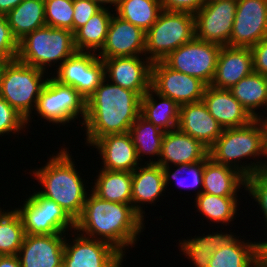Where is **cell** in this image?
I'll use <instances>...</instances> for the list:
<instances>
[{
	"label": "cell",
	"instance_id": "1",
	"mask_svg": "<svg viewBox=\"0 0 267 267\" xmlns=\"http://www.w3.org/2000/svg\"><path fill=\"white\" fill-rule=\"evenodd\" d=\"M144 220L132 204L106 201L89 191L82 214L75 221V230L83 236L110 243L126 257L128 249L136 248L146 229Z\"/></svg>",
	"mask_w": 267,
	"mask_h": 267
},
{
	"label": "cell",
	"instance_id": "2",
	"mask_svg": "<svg viewBox=\"0 0 267 267\" xmlns=\"http://www.w3.org/2000/svg\"><path fill=\"white\" fill-rule=\"evenodd\" d=\"M141 98L104 78L86 101L85 122L80 128L85 132V144L90 148L101 137L129 132L140 115Z\"/></svg>",
	"mask_w": 267,
	"mask_h": 267
},
{
	"label": "cell",
	"instance_id": "3",
	"mask_svg": "<svg viewBox=\"0 0 267 267\" xmlns=\"http://www.w3.org/2000/svg\"><path fill=\"white\" fill-rule=\"evenodd\" d=\"M68 150L67 147H60L52 156L50 154L44 166L35 167L29 173L30 176L33 173L40 186L38 192L55 201L76 221L82 214L88 191H91L86 184L91 183H85L86 179H82V172L77 170L72 152L70 154Z\"/></svg>",
	"mask_w": 267,
	"mask_h": 267
},
{
	"label": "cell",
	"instance_id": "4",
	"mask_svg": "<svg viewBox=\"0 0 267 267\" xmlns=\"http://www.w3.org/2000/svg\"><path fill=\"white\" fill-rule=\"evenodd\" d=\"M208 154L215 162L236 169L246 178L267 168L264 121L254 119L242 127L223 129L222 135L208 149ZM247 159L253 160L249 163Z\"/></svg>",
	"mask_w": 267,
	"mask_h": 267
},
{
	"label": "cell",
	"instance_id": "5",
	"mask_svg": "<svg viewBox=\"0 0 267 267\" xmlns=\"http://www.w3.org/2000/svg\"><path fill=\"white\" fill-rule=\"evenodd\" d=\"M76 52L74 33L71 30L44 26L27 34L18 42L17 59L29 66L50 72L48 70L55 67V71Z\"/></svg>",
	"mask_w": 267,
	"mask_h": 267
},
{
	"label": "cell",
	"instance_id": "6",
	"mask_svg": "<svg viewBox=\"0 0 267 267\" xmlns=\"http://www.w3.org/2000/svg\"><path fill=\"white\" fill-rule=\"evenodd\" d=\"M51 75L18 59L10 60L4 69L0 96L26 119L27 129L31 128L38 97Z\"/></svg>",
	"mask_w": 267,
	"mask_h": 267
},
{
	"label": "cell",
	"instance_id": "7",
	"mask_svg": "<svg viewBox=\"0 0 267 267\" xmlns=\"http://www.w3.org/2000/svg\"><path fill=\"white\" fill-rule=\"evenodd\" d=\"M195 38L194 15L162 10L146 32L145 57L152 63L163 61L172 51Z\"/></svg>",
	"mask_w": 267,
	"mask_h": 267
},
{
	"label": "cell",
	"instance_id": "8",
	"mask_svg": "<svg viewBox=\"0 0 267 267\" xmlns=\"http://www.w3.org/2000/svg\"><path fill=\"white\" fill-rule=\"evenodd\" d=\"M32 114L56 127L66 124L68 127V123L72 125L70 122L75 123L79 119L82 128L86 117V100L76 89L59 83L51 76L43 87Z\"/></svg>",
	"mask_w": 267,
	"mask_h": 267
},
{
	"label": "cell",
	"instance_id": "9",
	"mask_svg": "<svg viewBox=\"0 0 267 267\" xmlns=\"http://www.w3.org/2000/svg\"><path fill=\"white\" fill-rule=\"evenodd\" d=\"M26 194L23 205L15 210L19 213L25 234L52 235L75 230V221L55 201L42 196L36 189ZM67 231V232H66Z\"/></svg>",
	"mask_w": 267,
	"mask_h": 267
},
{
	"label": "cell",
	"instance_id": "10",
	"mask_svg": "<svg viewBox=\"0 0 267 267\" xmlns=\"http://www.w3.org/2000/svg\"><path fill=\"white\" fill-rule=\"evenodd\" d=\"M221 45L194 38L172 51L163 62L171 69L196 77L207 86L215 75Z\"/></svg>",
	"mask_w": 267,
	"mask_h": 267
},
{
	"label": "cell",
	"instance_id": "11",
	"mask_svg": "<svg viewBox=\"0 0 267 267\" xmlns=\"http://www.w3.org/2000/svg\"><path fill=\"white\" fill-rule=\"evenodd\" d=\"M52 73L55 80L73 87L87 101L105 78V65L97 53L77 51Z\"/></svg>",
	"mask_w": 267,
	"mask_h": 267
},
{
	"label": "cell",
	"instance_id": "12",
	"mask_svg": "<svg viewBox=\"0 0 267 267\" xmlns=\"http://www.w3.org/2000/svg\"><path fill=\"white\" fill-rule=\"evenodd\" d=\"M124 259L110 243L83 236L76 230L65 237L63 263L66 267H117Z\"/></svg>",
	"mask_w": 267,
	"mask_h": 267
},
{
	"label": "cell",
	"instance_id": "13",
	"mask_svg": "<svg viewBox=\"0 0 267 267\" xmlns=\"http://www.w3.org/2000/svg\"><path fill=\"white\" fill-rule=\"evenodd\" d=\"M206 86L200 79L175 71L163 61L152 63L151 88L174 100L179 106L201 101Z\"/></svg>",
	"mask_w": 267,
	"mask_h": 267
},
{
	"label": "cell",
	"instance_id": "14",
	"mask_svg": "<svg viewBox=\"0 0 267 267\" xmlns=\"http://www.w3.org/2000/svg\"><path fill=\"white\" fill-rule=\"evenodd\" d=\"M237 0L206 3L195 15V38L227 46L233 30Z\"/></svg>",
	"mask_w": 267,
	"mask_h": 267
},
{
	"label": "cell",
	"instance_id": "15",
	"mask_svg": "<svg viewBox=\"0 0 267 267\" xmlns=\"http://www.w3.org/2000/svg\"><path fill=\"white\" fill-rule=\"evenodd\" d=\"M267 37V0H237L228 46L252 48Z\"/></svg>",
	"mask_w": 267,
	"mask_h": 267
},
{
	"label": "cell",
	"instance_id": "16",
	"mask_svg": "<svg viewBox=\"0 0 267 267\" xmlns=\"http://www.w3.org/2000/svg\"><path fill=\"white\" fill-rule=\"evenodd\" d=\"M105 78L122 88L143 96L151 88L152 62L145 56L112 57L102 59Z\"/></svg>",
	"mask_w": 267,
	"mask_h": 267
},
{
	"label": "cell",
	"instance_id": "17",
	"mask_svg": "<svg viewBox=\"0 0 267 267\" xmlns=\"http://www.w3.org/2000/svg\"><path fill=\"white\" fill-rule=\"evenodd\" d=\"M145 39L146 32L113 13L104 45L97 55L101 59L145 56Z\"/></svg>",
	"mask_w": 267,
	"mask_h": 267
},
{
	"label": "cell",
	"instance_id": "18",
	"mask_svg": "<svg viewBox=\"0 0 267 267\" xmlns=\"http://www.w3.org/2000/svg\"><path fill=\"white\" fill-rule=\"evenodd\" d=\"M67 233L25 234L17 254L21 267H56L63 262Z\"/></svg>",
	"mask_w": 267,
	"mask_h": 267
},
{
	"label": "cell",
	"instance_id": "19",
	"mask_svg": "<svg viewBox=\"0 0 267 267\" xmlns=\"http://www.w3.org/2000/svg\"><path fill=\"white\" fill-rule=\"evenodd\" d=\"M102 160L101 169L133 172L141 163L129 132L106 135L92 145Z\"/></svg>",
	"mask_w": 267,
	"mask_h": 267
},
{
	"label": "cell",
	"instance_id": "20",
	"mask_svg": "<svg viewBox=\"0 0 267 267\" xmlns=\"http://www.w3.org/2000/svg\"><path fill=\"white\" fill-rule=\"evenodd\" d=\"M164 173L158 164H140L132 172L131 204L133 209L144 219L147 205L155 206L166 193ZM159 199V200H158ZM154 204V205H153Z\"/></svg>",
	"mask_w": 267,
	"mask_h": 267
},
{
	"label": "cell",
	"instance_id": "21",
	"mask_svg": "<svg viewBox=\"0 0 267 267\" xmlns=\"http://www.w3.org/2000/svg\"><path fill=\"white\" fill-rule=\"evenodd\" d=\"M178 129L208 149L222 135V126L209 113L203 100L180 105Z\"/></svg>",
	"mask_w": 267,
	"mask_h": 267
},
{
	"label": "cell",
	"instance_id": "22",
	"mask_svg": "<svg viewBox=\"0 0 267 267\" xmlns=\"http://www.w3.org/2000/svg\"><path fill=\"white\" fill-rule=\"evenodd\" d=\"M253 71L251 48L222 46L210 85L219 89H230Z\"/></svg>",
	"mask_w": 267,
	"mask_h": 267
},
{
	"label": "cell",
	"instance_id": "23",
	"mask_svg": "<svg viewBox=\"0 0 267 267\" xmlns=\"http://www.w3.org/2000/svg\"><path fill=\"white\" fill-rule=\"evenodd\" d=\"M208 155V148L199 140L185 134L180 129L164 133L158 165L169 167L184 163L202 161Z\"/></svg>",
	"mask_w": 267,
	"mask_h": 267
},
{
	"label": "cell",
	"instance_id": "24",
	"mask_svg": "<svg viewBox=\"0 0 267 267\" xmlns=\"http://www.w3.org/2000/svg\"><path fill=\"white\" fill-rule=\"evenodd\" d=\"M202 100L209 113L223 129L242 127L254 120L229 89H219L208 85Z\"/></svg>",
	"mask_w": 267,
	"mask_h": 267
},
{
	"label": "cell",
	"instance_id": "25",
	"mask_svg": "<svg viewBox=\"0 0 267 267\" xmlns=\"http://www.w3.org/2000/svg\"><path fill=\"white\" fill-rule=\"evenodd\" d=\"M202 182V192L216 196L240 197L241 189L246 191V177L232 167L215 162L209 154L204 158Z\"/></svg>",
	"mask_w": 267,
	"mask_h": 267
},
{
	"label": "cell",
	"instance_id": "26",
	"mask_svg": "<svg viewBox=\"0 0 267 267\" xmlns=\"http://www.w3.org/2000/svg\"><path fill=\"white\" fill-rule=\"evenodd\" d=\"M225 229L226 233L222 230H217L207 235H205V233L201 235L200 233L193 238L192 236H190L191 238L186 237L187 239L182 238V240L180 239L178 242V249L184 254L183 256H186L185 258L189 260V263L194 265L193 267H208L214 252L237 234L230 232V229L229 232L227 228Z\"/></svg>",
	"mask_w": 267,
	"mask_h": 267
},
{
	"label": "cell",
	"instance_id": "27",
	"mask_svg": "<svg viewBox=\"0 0 267 267\" xmlns=\"http://www.w3.org/2000/svg\"><path fill=\"white\" fill-rule=\"evenodd\" d=\"M261 253V239L252 241L235 235L214 252L208 267H249Z\"/></svg>",
	"mask_w": 267,
	"mask_h": 267
},
{
	"label": "cell",
	"instance_id": "28",
	"mask_svg": "<svg viewBox=\"0 0 267 267\" xmlns=\"http://www.w3.org/2000/svg\"><path fill=\"white\" fill-rule=\"evenodd\" d=\"M229 91L254 119H263L265 114L267 116V76L253 71ZM258 109L262 112H258Z\"/></svg>",
	"mask_w": 267,
	"mask_h": 267
},
{
	"label": "cell",
	"instance_id": "29",
	"mask_svg": "<svg viewBox=\"0 0 267 267\" xmlns=\"http://www.w3.org/2000/svg\"><path fill=\"white\" fill-rule=\"evenodd\" d=\"M179 109L174 100L158 94L152 88L141 98L140 115L164 132L177 128Z\"/></svg>",
	"mask_w": 267,
	"mask_h": 267
},
{
	"label": "cell",
	"instance_id": "30",
	"mask_svg": "<svg viewBox=\"0 0 267 267\" xmlns=\"http://www.w3.org/2000/svg\"><path fill=\"white\" fill-rule=\"evenodd\" d=\"M98 169L97 178H94V183L92 181L91 191L106 201L131 204L132 173Z\"/></svg>",
	"mask_w": 267,
	"mask_h": 267
},
{
	"label": "cell",
	"instance_id": "31",
	"mask_svg": "<svg viewBox=\"0 0 267 267\" xmlns=\"http://www.w3.org/2000/svg\"><path fill=\"white\" fill-rule=\"evenodd\" d=\"M241 198L238 196H216L208 193H201L194 198L196 211L202 215L210 224H219L224 226L231 225L239 212H237ZM223 224V225H222Z\"/></svg>",
	"mask_w": 267,
	"mask_h": 267
},
{
	"label": "cell",
	"instance_id": "32",
	"mask_svg": "<svg viewBox=\"0 0 267 267\" xmlns=\"http://www.w3.org/2000/svg\"><path fill=\"white\" fill-rule=\"evenodd\" d=\"M164 133V131L160 130L153 123L147 121L141 115L137 117L136 121L129 129V134L131 135L136 149L137 158L141 164H143V162L144 164L158 163L161 155V146ZM148 155L149 157L152 156L150 157L149 161L144 159V157L148 158Z\"/></svg>",
	"mask_w": 267,
	"mask_h": 267
},
{
	"label": "cell",
	"instance_id": "33",
	"mask_svg": "<svg viewBox=\"0 0 267 267\" xmlns=\"http://www.w3.org/2000/svg\"><path fill=\"white\" fill-rule=\"evenodd\" d=\"M5 17L13 37L19 42L27 34L46 26L44 0H23Z\"/></svg>",
	"mask_w": 267,
	"mask_h": 267
},
{
	"label": "cell",
	"instance_id": "34",
	"mask_svg": "<svg viewBox=\"0 0 267 267\" xmlns=\"http://www.w3.org/2000/svg\"><path fill=\"white\" fill-rule=\"evenodd\" d=\"M113 11V9L101 8L85 25L74 32V44L78 52L98 53L102 49Z\"/></svg>",
	"mask_w": 267,
	"mask_h": 267
},
{
	"label": "cell",
	"instance_id": "35",
	"mask_svg": "<svg viewBox=\"0 0 267 267\" xmlns=\"http://www.w3.org/2000/svg\"><path fill=\"white\" fill-rule=\"evenodd\" d=\"M161 11V0H120L114 13L147 32Z\"/></svg>",
	"mask_w": 267,
	"mask_h": 267
},
{
	"label": "cell",
	"instance_id": "36",
	"mask_svg": "<svg viewBox=\"0 0 267 267\" xmlns=\"http://www.w3.org/2000/svg\"><path fill=\"white\" fill-rule=\"evenodd\" d=\"M162 170L166 189L175 181L176 183H174V185L176 184L179 188H184V190L188 189L189 191L192 189L194 191L197 190L195 191L197 193H195L194 197L202 193L204 159L193 164L184 163L181 165L162 167Z\"/></svg>",
	"mask_w": 267,
	"mask_h": 267
},
{
	"label": "cell",
	"instance_id": "37",
	"mask_svg": "<svg viewBox=\"0 0 267 267\" xmlns=\"http://www.w3.org/2000/svg\"><path fill=\"white\" fill-rule=\"evenodd\" d=\"M24 236L22 219L11 206L0 219V256L17 255Z\"/></svg>",
	"mask_w": 267,
	"mask_h": 267
},
{
	"label": "cell",
	"instance_id": "38",
	"mask_svg": "<svg viewBox=\"0 0 267 267\" xmlns=\"http://www.w3.org/2000/svg\"><path fill=\"white\" fill-rule=\"evenodd\" d=\"M46 26L73 32V0H44Z\"/></svg>",
	"mask_w": 267,
	"mask_h": 267
},
{
	"label": "cell",
	"instance_id": "39",
	"mask_svg": "<svg viewBox=\"0 0 267 267\" xmlns=\"http://www.w3.org/2000/svg\"><path fill=\"white\" fill-rule=\"evenodd\" d=\"M246 193H249V196L256 202V205L259 206L260 213L264 216H262V218L265 221V229H267V168L246 178ZM264 232L263 235L266 236L267 230ZM266 239L267 238H265V240Z\"/></svg>",
	"mask_w": 267,
	"mask_h": 267
},
{
	"label": "cell",
	"instance_id": "40",
	"mask_svg": "<svg viewBox=\"0 0 267 267\" xmlns=\"http://www.w3.org/2000/svg\"><path fill=\"white\" fill-rule=\"evenodd\" d=\"M26 129V119L0 96V137L13 134L18 138L15 135L26 132Z\"/></svg>",
	"mask_w": 267,
	"mask_h": 267
},
{
	"label": "cell",
	"instance_id": "41",
	"mask_svg": "<svg viewBox=\"0 0 267 267\" xmlns=\"http://www.w3.org/2000/svg\"><path fill=\"white\" fill-rule=\"evenodd\" d=\"M18 41L13 37L5 16L0 15V57L17 59Z\"/></svg>",
	"mask_w": 267,
	"mask_h": 267
},
{
	"label": "cell",
	"instance_id": "42",
	"mask_svg": "<svg viewBox=\"0 0 267 267\" xmlns=\"http://www.w3.org/2000/svg\"><path fill=\"white\" fill-rule=\"evenodd\" d=\"M73 33L85 25L101 7L91 0H73Z\"/></svg>",
	"mask_w": 267,
	"mask_h": 267
},
{
	"label": "cell",
	"instance_id": "43",
	"mask_svg": "<svg viewBox=\"0 0 267 267\" xmlns=\"http://www.w3.org/2000/svg\"><path fill=\"white\" fill-rule=\"evenodd\" d=\"M206 0H161L162 10L169 12H185L195 15Z\"/></svg>",
	"mask_w": 267,
	"mask_h": 267
},
{
	"label": "cell",
	"instance_id": "44",
	"mask_svg": "<svg viewBox=\"0 0 267 267\" xmlns=\"http://www.w3.org/2000/svg\"><path fill=\"white\" fill-rule=\"evenodd\" d=\"M251 52L254 72L267 76V37L255 44Z\"/></svg>",
	"mask_w": 267,
	"mask_h": 267
},
{
	"label": "cell",
	"instance_id": "45",
	"mask_svg": "<svg viewBox=\"0 0 267 267\" xmlns=\"http://www.w3.org/2000/svg\"><path fill=\"white\" fill-rule=\"evenodd\" d=\"M0 267H21V263L17 255H4L0 256Z\"/></svg>",
	"mask_w": 267,
	"mask_h": 267
},
{
	"label": "cell",
	"instance_id": "46",
	"mask_svg": "<svg viewBox=\"0 0 267 267\" xmlns=\"http://www.w3.org/2000/svg\"><path fill=\"white\" fill-rule=\"evenodd\" d=\"M23 0H0V15L6 16L12 9H14Z\"/></svg>",
	"mask_w": 267,
	"mask_h": 267
},
{
	"label": "cell",
	"instance_id": "47",
	"mask_svg": "<svg viewBox=\"0 0 267 267\" xmlns=\"http://www.w3.org/2000/svg\"><path fill=\"white\" fill-rule=\"evenodd\" d=\"M91 1L97 3L101 8L112 9L111 6H113L114 10L118 7L120 2V0H91Z\"/></svg>",
	"mask_w": 267,
	"mask_h": 267
},
{
	"label": "cell",
	"instance_id": "48",
	"mask_svg": "<svg viewBox=\"0 0 267 267\" xmlns=\"http://www.w3.org/2000/svg\"><path fill=\"white\" fill-rule=\"evenodd\" d=\"M249 267H267V257L262 252Z\"/></svg>",
	"mask_w": 267,
	"mask_h": 267
},
{
	"label": "cell",
	"instance_id": "49",
	"mask_svg": "<svg viewBox=\"0 0 267 267\" xmlns=\"http://www.w3.org/2000/svg\"><path fill=\"white\" fill-rule=\"evenodd\" d=\"M9 61H10L9 59H6L4 57H0V82L2 80V75H3L4 69H5V67Z\"/></svg>",
	"mask_w": 267,
	"mask_h": 267
},
{
	"label": "cell",
	"instance_id": "50",
	"mask_svg": "<svg viewBox=\"0 0 267 267\" xmlns=\"http://www.w3.org/2000/svg\"><path fill=\"white\" fill-rule=\"evenodd\" d=\"M262 252L267 257V239L262 241Z\"/></svg>",
	"mask_w": 267,
	"mask_h": 267
},
{
	"label": "cell",
	"instance_id": "51",
	"mask_svg": "<svg viewBox=\"0 0 267 267\" xmlns=\"http://www.w3.org/2000/svg\"><path fill=\"white\" fill-rule=\"evenodd\" d=\"M7 211L8 210L4 209V207H3V209L0 207V219Z\"/></svg>",
	"mask_w": 267,
	"mask_h": 267
},
{
	"label": "cell",
	"instance_id": "52",
	"mask_svg": "<svg viewBox=\"0 0 267 267\" xmlns=\"http://www.w3.org/2000/svg\"><path fill=\"white\" fill-rule=\"evenodd\" d=\"M266 127V139H267V116L262 119Z\"/></svg>",
	"mask_w": 267,
	"mask_h": 267
},
{
	"label": "cell",
	"instance_id": "53",
	"mask_svg": "<svg viewBox=\"0 0 267 267\" xmlns=\"http://www.w3.org/2000/svg\"><path fill=\"white\" fill-rule=\"evenodd\" d=\"M56 267H66L65 266V264L62 262V263H60L58 266H56Z\"/></svg>",
	"mask_w": 267,
	"mask_h": 267
},
{
	"label": "cell",
	"instance_id": "54",
	"mask_svg": "<svg viewBox=\"0 0 267 267\" xmlns=\"http://www.w3.org/2000/svg\"><path fill=\"white\" fill-rule=\"evenodd\" d=\"M214 1H219V0H206V3L214 2Z\"/></svg>",
	"mask_w": 267,
	"mask_h": 267
},
{
	"label": "cell",
	"instance_id": "55",
	"mask_svg": "<svg viewBox=\"0 0 267 267\" xmlns=\"http://www.w3.org/2000/svg\"><path fill=\"white\" fill-rule=\"evenodd\" d=\"M117 267H124V265L122 266V263H120Z\"/></svg>",
	"mask_w": 267,
	"mask_h": 267
}]
</instances>
